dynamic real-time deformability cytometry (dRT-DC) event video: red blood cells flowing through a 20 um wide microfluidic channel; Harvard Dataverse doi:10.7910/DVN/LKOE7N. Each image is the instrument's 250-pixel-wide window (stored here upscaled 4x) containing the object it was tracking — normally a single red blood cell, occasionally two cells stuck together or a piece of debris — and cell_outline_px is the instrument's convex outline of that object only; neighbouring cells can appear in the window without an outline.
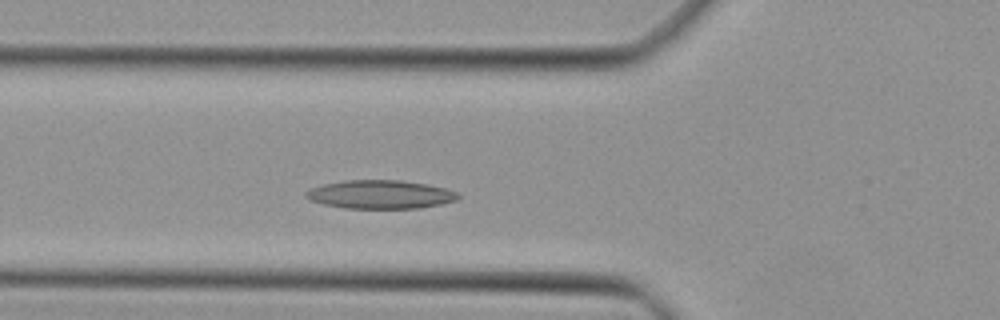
{"species": "Egyptian fruit bat (a non-hibernating species)", "species_latin": "Rousettus aegyptiacus", "temperature_condition": "cold", "stored_images_in_passage": 37, "camera_frame_rate_fps": 3000, "um_per_image_px": 0.085, "animal": {"sex": "female"}, "frame": {"image": 1, "passage_image": 10, "time_ms": 3.0, "image_size_px": [1000, 320], "cell_outline_px": [[460, 196], [456, 200], [440, 204], [420, 208], [344, 208], [324, 204], [308, 200], [304, 196], [304, 192], [308, 188], [324, 184], [344, 180], [400, 180], [428, 184], [460, 192]], "centroid_in_image_um": [32.3, 16.52], "position_along_channel_um": 93.5, "area_um2": 25.49}}
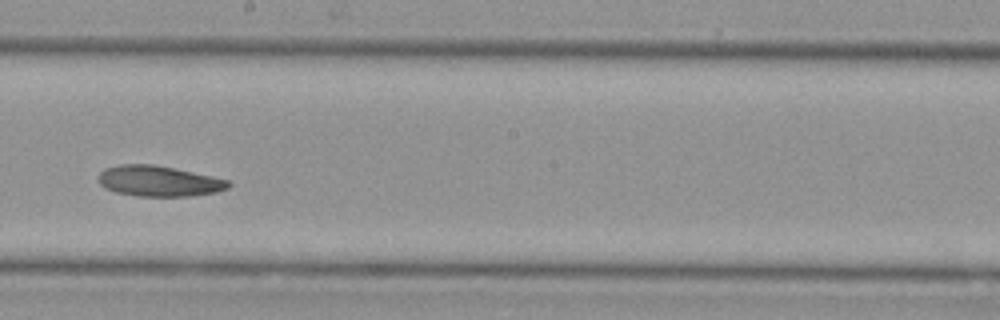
{"frame": {"image": 2, "passage_image": 20, "time_ms": 6.333, "image_size_px": [1000, 320], "cell_outline_px": [[232, 184], [228, 188], [216, 192], [192, 196], [136, 196], [116, 192], [104, 188], [100, 184], [100, 172], [104, 168], [120, 164], [152, 164], [192, 172], [228, 180]], "centroid_in_image_um": [13.49, 15.4], "position_along_channel_um": 234.7, "area_um2": 23.06}}
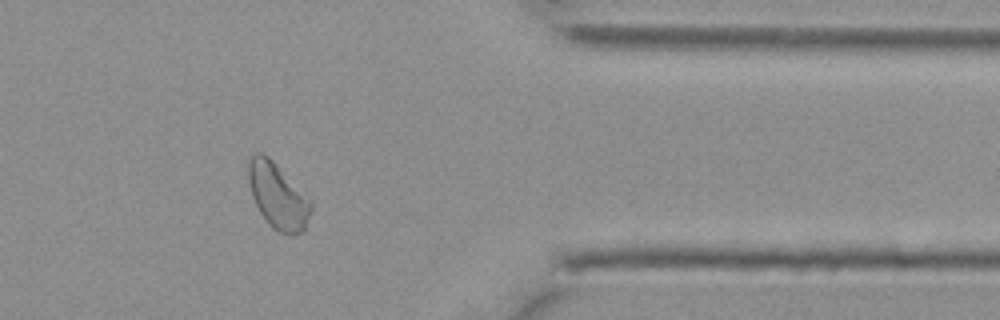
{"frame": {"image": 3, "passage_image": 32, "time_ms": 10.333, "image_size_px": [1000, 320], "cell_outline_px": [[312, 212], [304, 232], [292, 236], [280, 232], [272, 228], [268, 224], [260, 212], [252, 196], [248, 180], [248, 160], [256, 152], [260, 152], [268, 156], [312, 200]], "centroid_in_image_um": [23.64, 16.69], "position_along_channel_um": 387.8, "area_um2": 24.16}}